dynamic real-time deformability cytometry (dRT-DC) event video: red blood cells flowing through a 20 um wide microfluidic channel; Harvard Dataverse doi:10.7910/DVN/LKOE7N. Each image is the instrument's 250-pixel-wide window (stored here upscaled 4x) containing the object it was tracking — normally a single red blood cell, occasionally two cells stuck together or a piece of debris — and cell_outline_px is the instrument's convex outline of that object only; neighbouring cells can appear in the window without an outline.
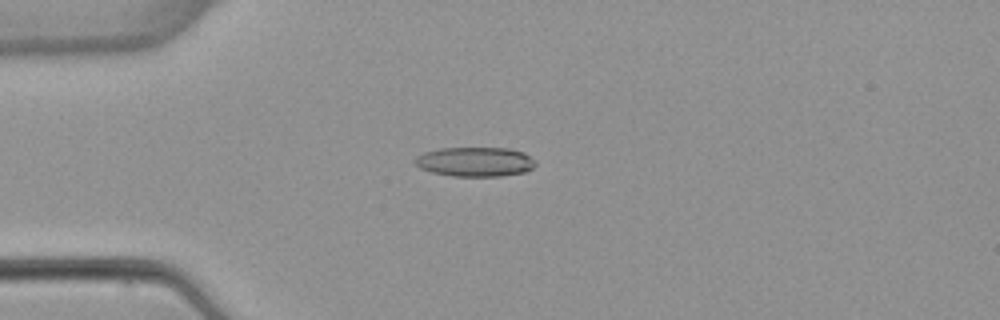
{"species": "common noctule bat (a hibernating species)", "species_latin": "Nyctalus noctula", "temperature_condition": "warm", "stored_images_in_passage": 4, "camera_frame_rate_fps": 3000, "um_per_image_px": 0.085, "animal": {"sex": "female", "body_mass_g": 22.7, "forearm_length_mm": 54.2}, "frame": {"image": 1, "passage_image": 3, "time_ms": 3.0, "image_size_px": [1000, 320], "cell_outline_px": [[536, 164], [532, 168], [524, 172], [500, 176], [452, 176], [432, 172], [420, 168], [412, 160], [416, 156], [424, 152], [440, 148], [508, 148], [524, 152], [536, 160]], "centroid_in_image_um": [40.38, 13.74], "position_along_channel_um": 44.6, "area_um2": 20.81}}
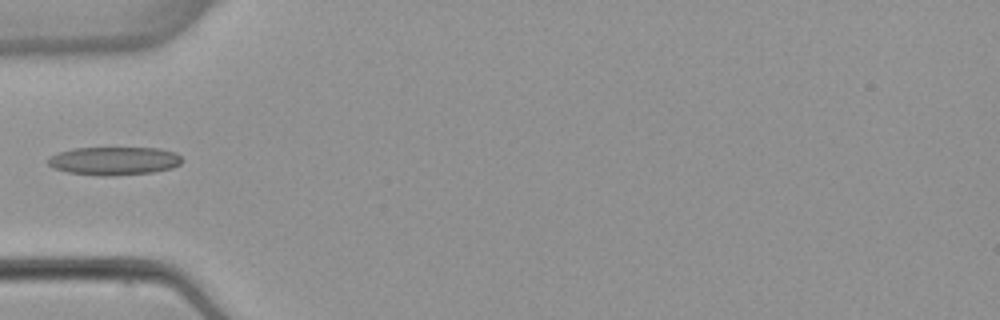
{"frame": {"image": 2, "passage_image": 4, "time_ms": 4.333, "image_size_px": [1000, 320], "cell_outline_px": [[184, 160], [180, 164], [172, 168], [152, 172], [108, 176], [104, 176], [68, 172], [52, 168], [48, 164], [48, 160], [52, 156], [60, 152], [72, 148], [160, 148], [176, 152]], "centroid_in_image_um": [9.74, 13.67], "position_along_channel_um": 75.3, "area_um2": 22.02}}